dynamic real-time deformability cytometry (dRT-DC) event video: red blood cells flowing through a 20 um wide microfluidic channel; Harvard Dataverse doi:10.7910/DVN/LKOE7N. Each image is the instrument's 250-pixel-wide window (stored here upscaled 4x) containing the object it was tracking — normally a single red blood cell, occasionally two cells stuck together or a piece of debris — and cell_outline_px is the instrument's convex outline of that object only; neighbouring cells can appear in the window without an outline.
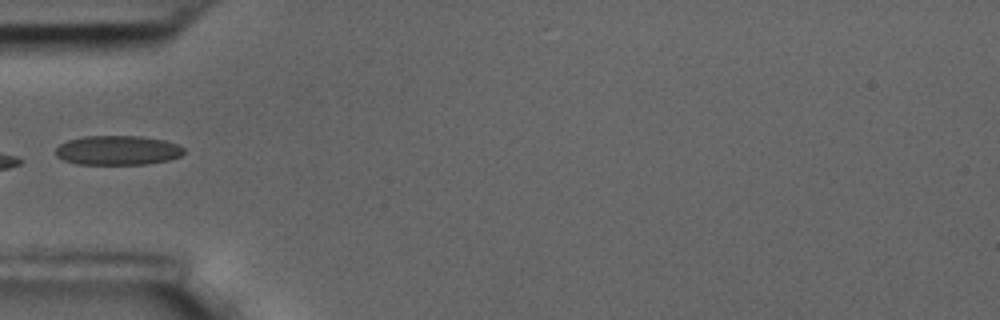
{"species": "common noctule bat (a hibernating species)", "species_latin": "Nyctalus noctula", "temperature_condition": "room temperature", "stored_images_in_passage": 7, "camera_frame_rate_fps": 3000, "um_per_image_px": 0.085, "animal": {"sex": "male", "body_mass_g": 17.5, "forearm_length_mm": 52.3}, "frame": {"image": 1, "passage_image": 1, "time_ms": 0.0, "image_size_px": [1000, 320], "cell_outline_px": [[184, 152], [180, 156], [168, 160], [144, 164], [76, 164], [64, 160], [56, 156], [56, 148], [60, 144], [68, 140], [84, 136], [140, 136], [164, 140], [176, 144], [184, 148]], "centroid_in_image_um": [9.98, 12.77], "position_along_channel_um": 75.0, "area_um2": 21.91}}